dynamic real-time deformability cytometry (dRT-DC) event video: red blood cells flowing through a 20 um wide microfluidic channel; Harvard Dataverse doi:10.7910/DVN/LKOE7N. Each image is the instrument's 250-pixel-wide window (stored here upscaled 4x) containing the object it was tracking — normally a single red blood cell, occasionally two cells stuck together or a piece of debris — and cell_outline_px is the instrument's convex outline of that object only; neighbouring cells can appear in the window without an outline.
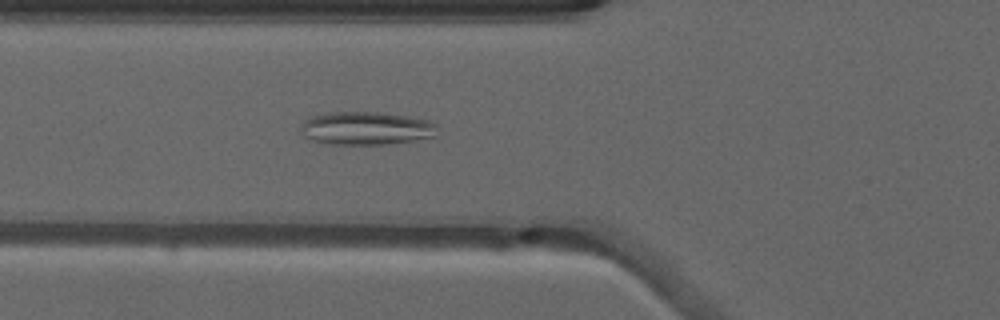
{"species": "common noctule bat (a hibernating species)", "species_latin": "Nyctalus noctula", "temperature_condition": "warm", "stored_images_in_passage": 52, "camera_frame_rate_fps": 3000, "um_per_image_px": 0.085, "animal": {"sex": "male", "forearm_length_mm": 52.5}, "frame": {"image": 1, "passage_image": 20, "time_ms": 6.333, "image_size_px": [1000, 320], "cell_outline_px": [[436, 136], [388, 144], [324, 144], [312, 140], [304, 136], [300, 132], [300, 128], [304, 120], [312, 116], [332, 112], [384, 112], [408, 116], [428, 120], [436, 124]], "centroid_in_image_um": [31.1, 10.9], "position_along_channel_um": 94.7, "area_um2": 26.47}}
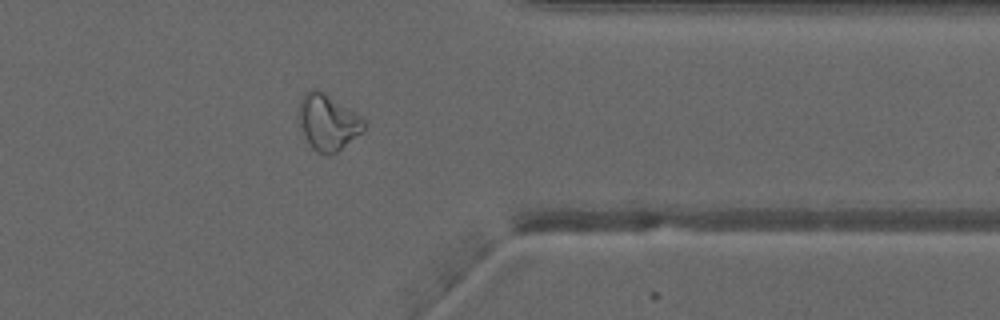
{"frame": {"image": 2, "passage_image": 42, "time_ms": 13.667, "image_size_px": [1000, 320], "cell_outline_px": [[368, 124], [360, 132], [336, 152], [328, 156], [316, 152], [312, 148], [304, 136], [296, 116], [300, 100], [304, 92], [312, 88], [320, 88], [356, 112]], "centroid_in_image_um": [27.81, 10.34], "position_along_channel_um": 383.6, "area_um2": 21.68}}
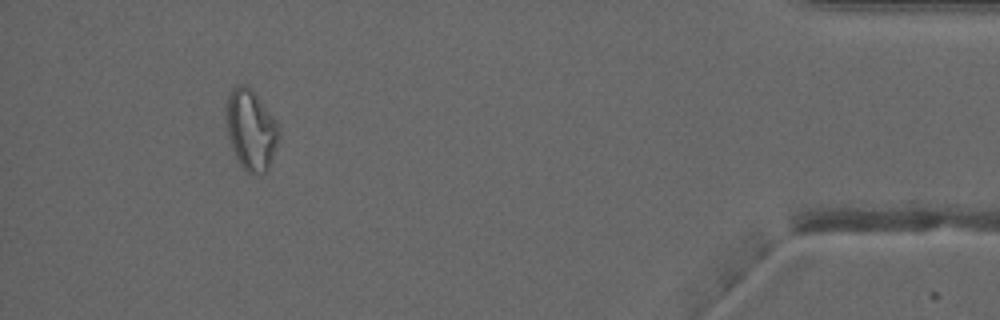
{"frame": {"image": 3, "passage_image": 48, "time_ms": 15.667, "image_size_px": [1000, 320], "cell_outline_px": [[280, 132], [276, 148], [268, 168], [264, 172], [248, 172], [240, 164], [232, 148], [228, 136], [224, 116], [224, 100], [232, 88], [236, 84], [244, 84], [252, 88], [276, 120], [280, 128]], "centroid_in_image_um": [21.29, 10.93], "position_along_channel_um": 413.9, "area_um2": 25.09}, "authors_computed_cell_mechanics": {"area_um2": 24.6517, "velocity_mm_per_s": 4.049, "shape_relaxation_time_tau1_ms": null, "shape_relaxation_time_tau2_ms": 5.296, "deformation_change_tau1": null, "deformation_change_tau2": 0.133}}